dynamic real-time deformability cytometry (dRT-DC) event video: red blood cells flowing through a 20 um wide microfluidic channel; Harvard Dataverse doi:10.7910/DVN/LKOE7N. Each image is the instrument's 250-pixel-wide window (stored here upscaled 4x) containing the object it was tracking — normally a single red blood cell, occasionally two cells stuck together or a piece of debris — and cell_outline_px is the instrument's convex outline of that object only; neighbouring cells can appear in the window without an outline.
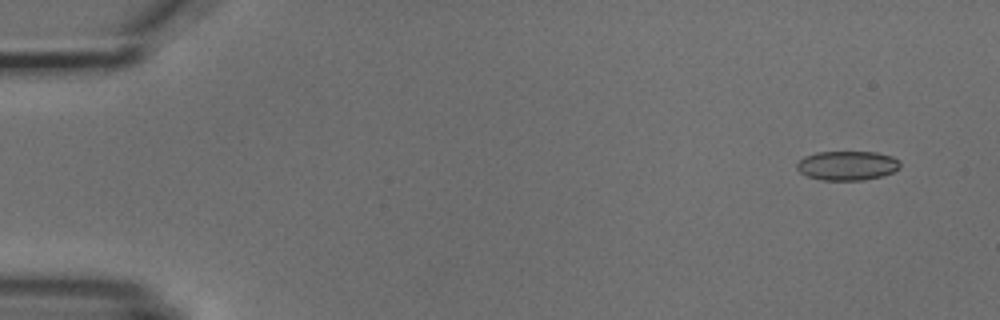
{"species": "common noctule bat (a hibernating species)", "species_latin": "Nyctalus noctula", "temperature_condition": "cold", "stored_images_in_passage": 9, "camera_frame_rate_fps": 3000, "um_per_image_px": 0.085, "animal": {"sex": "male", "body_mass_g": 18.8}, "frame": {"image": 1, "passage_image": 1, "time_ms": 0.0, "image_size_px": [1000, 320], "cell_outline_px": [[900, 168], [884, 176], [864, 180], [824, 180], [808, 176], [800, 172], [796, 168], [796, 164], [804, 156], [816, 152], [876, 152], [892, 156], [900, 160]], "centroid_in_image_um": [72.04, 14.07], "position_along_channel_um": 13.0, "area_um2": 17.74}}
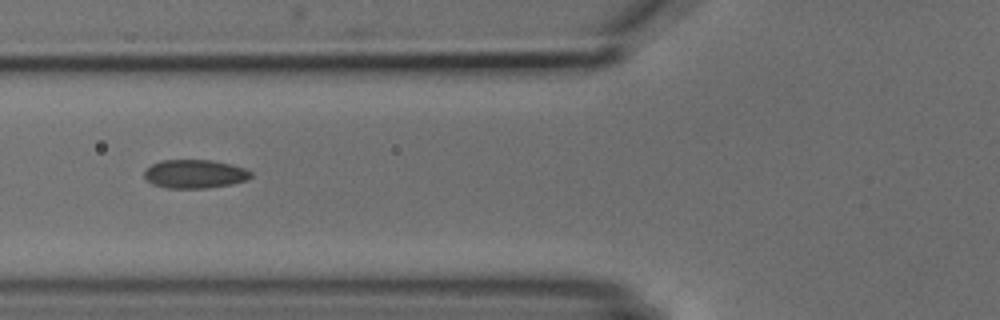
{"frame": {"image": 2, "passage_image": 6, "time_ms": 5.667, "image_size_px": [1000, 320], "cell_outline_px": [[252, 176], [248, 180], [232, 184], [204, 188], [164, 188], [152, 184], [144, 176], [144, 172], [152, 164], [160, 160], [212, 160], [232, 164], [244, 168], [252, 172]], "centroid_in_image_um": [16.57, 14.78], "position_along_channel_um": 109.2, "area_um2": 17.86}}
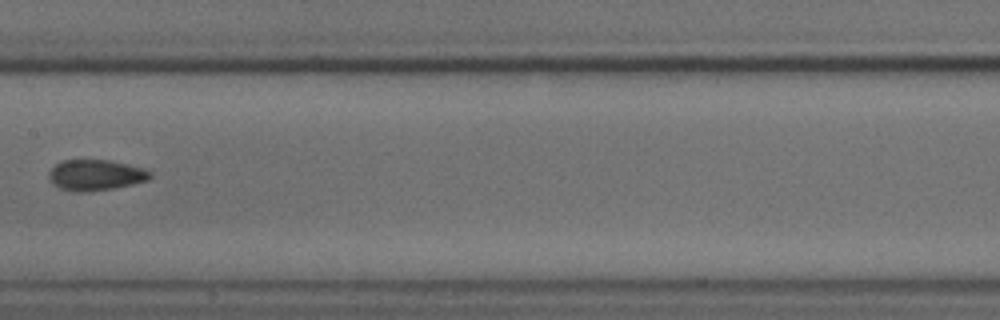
{"frame": {"image": 3, "passage_image": 8, "time_ms": 8.0, "image_size_px": [1000, 320], "cell_outline_px": [[152, 176], [148, 180], [132, 184], [112, 188], [88, 192], [76, 192], [60, 188], [52, 184], [48, 180], [48, 172], [56, 164], [64, 160], [108, 160], [128, 164], [144, 168], [152, 172]], "centroid_in_image_um": [8.11, 14.88], "position_along_channel_um": 199.3, "area_um2": 18.26}}